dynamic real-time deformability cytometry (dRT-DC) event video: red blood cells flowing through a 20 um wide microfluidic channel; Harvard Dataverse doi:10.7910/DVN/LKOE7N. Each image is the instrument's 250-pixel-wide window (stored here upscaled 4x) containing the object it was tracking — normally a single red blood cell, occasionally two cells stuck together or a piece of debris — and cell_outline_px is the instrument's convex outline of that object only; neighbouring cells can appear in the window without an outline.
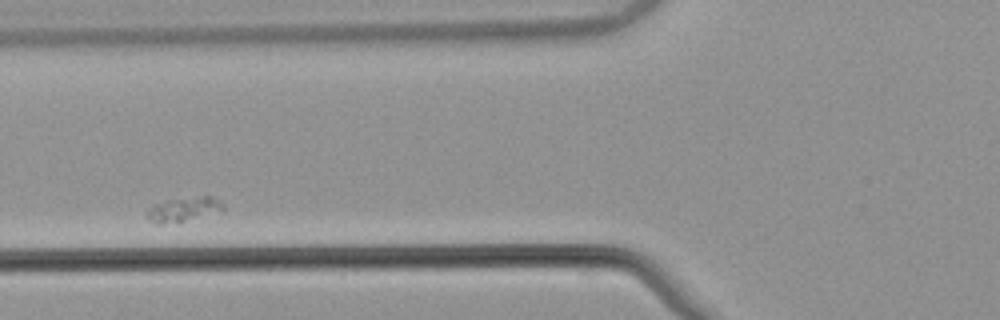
{"species": "common noctule bat (a hibernating species)", "species_latin": "Nyctalus noctula", "temperature_condition": "warm", "stored_images_in_passage": 32, "camera_frame_rate_fps": 3000, "um_per_image_px": 0.085, "animal": {"sex": "male", "body_mass_g": 21.5, "forearm_length_mm": 52.0}, "frame": {"image": 1, "passage_image": 8, "time_ms": 2.333, "image_size_px": [1000, 320], "cell_outline_px": [[224, 212], [176, 224], [156, 224], [148, 216], [148, 208], [156, 204], [168, 200], [196, 196], [212, 196], [224, 208]], "centroid_in_image_um": [15.66, 17.83], "position_along_channel_um": 110.1, "area_um2": 11.04}}
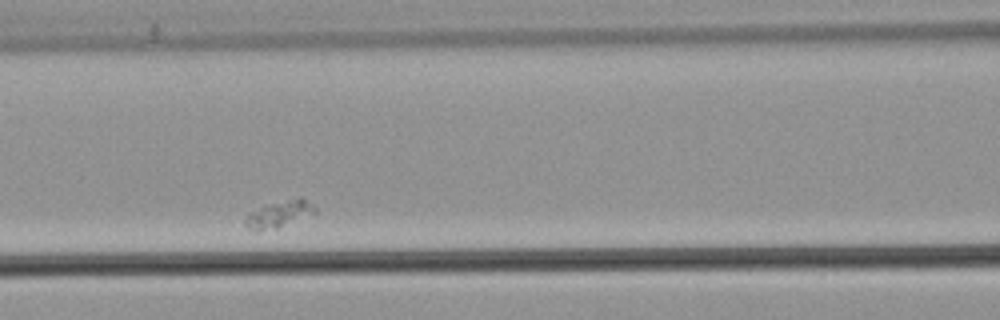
{"frame": {"image": 2, "passage_image": 11, "time_ms": 3.333, "image_size_px": [1000, 320], "cell_outline_px": [[316, 212], [276, 228], [256, 232], [248, 228], [244, 224], [244, 220], [252, 212], [260, 208], [272, 204], [300, 196], [316, 208]], "centroid_in_image_um": [23.71, 18.22], "position_along_channel_um": 142.9, "area_um2": 10.35}}
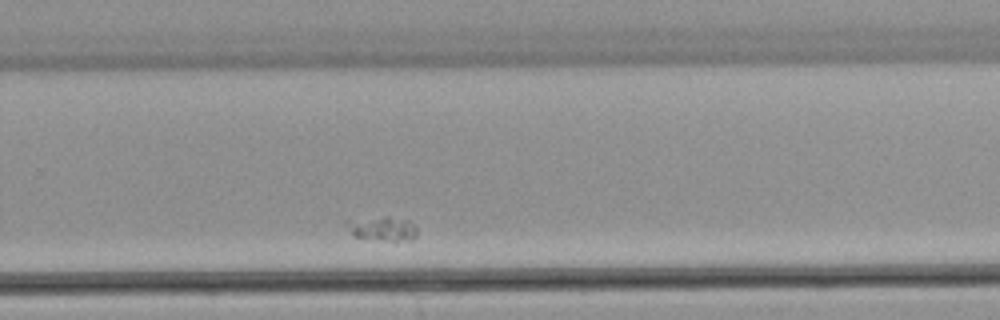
{"frame": {"image": 3, "passage_image": 25, "time_ms": 8.0, "image_size_px": [1000, 320], "cell_outline_px": [[416, 236], [412, 240], [396, 244], [352, 236], [344, 224], [344, 220], [384, 216], [388, 216], [408, 220], [416, 228]], "centroid_in_image_um": [32.48, 19.48], "position_along_channel_um": 297.3, "area_um2": 10.75}}